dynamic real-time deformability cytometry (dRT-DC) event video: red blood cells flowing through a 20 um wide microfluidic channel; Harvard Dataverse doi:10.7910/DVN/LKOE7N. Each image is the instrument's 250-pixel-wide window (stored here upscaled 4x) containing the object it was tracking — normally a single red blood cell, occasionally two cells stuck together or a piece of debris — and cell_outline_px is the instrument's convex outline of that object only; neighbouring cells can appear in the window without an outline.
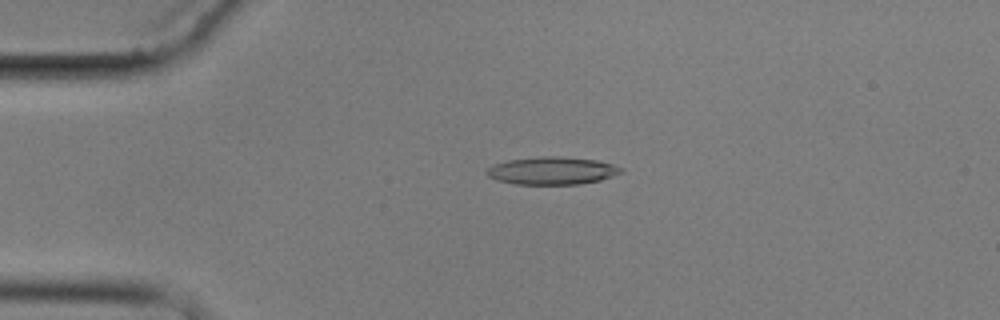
{"species": "common noctule bat (a hibernating species)", "species_latin": "Nyctalus noctula", "temperature_condition": "cold", "stored_images_in_passage": 5, "camera_frame_rate_fps": 3000, "um_per_image_px": 0.085, "animal": {"sex": "male", "body_mass_g": 17.9}, "frame": {"image": 1, "passage_image": 4, "time_ms": 3.667, "image_size_px": [1000, 320], "cell_outline_px": [[624, 172], [600, 180], [580, 184], [516, 184], [496, 180], [488, 176], [488, 168], [496, 164], [508, 160], [540, 156], [560, 156], [596, 160], [612, 164], [624, 168]], "centroid_in_image_um": [46.97, 14.51], "position_along_channel_um": 38.0, "area_um2": 21.56}}